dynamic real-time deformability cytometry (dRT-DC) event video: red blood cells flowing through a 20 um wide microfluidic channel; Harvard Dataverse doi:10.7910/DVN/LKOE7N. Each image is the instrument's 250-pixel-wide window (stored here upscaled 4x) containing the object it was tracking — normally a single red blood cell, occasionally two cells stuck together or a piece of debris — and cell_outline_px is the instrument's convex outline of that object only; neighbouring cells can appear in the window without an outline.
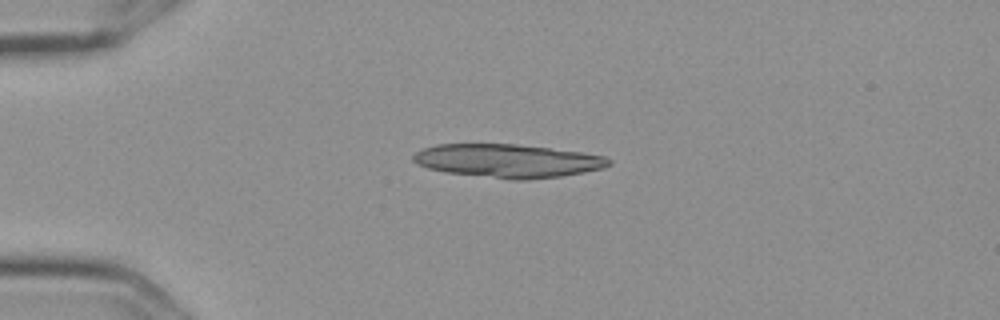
{"species": "Egyptian fruit bat (a non-hibernating species)", "species_latin": "Rousettus aegyptiacus", "temperature_condition": "cold", "stored_images_in_passage": 2, "camera_frame_rate_fps": 3000, "um_per_image_px": 0.085, "frame": {"image": 1, "passage_image": 1, "time_ms": 0.0, "image_size_px": [1000, 320], "cell_outline_px": [[612, 164], [604, 168], [584, 172], [560, 176], [528, 180], [512, 180], [444, 172], [428, 168], [416, 164], [412, 160], [412, 156], [416, 152], [424, 148], [436, 144], [516, 144], [580, 152], [604, 156], [612, 160]], "centroid_in_image_um": [43.14, 13.68], "position_along_channel_um": 41.9, "area_um2": 38.21}}